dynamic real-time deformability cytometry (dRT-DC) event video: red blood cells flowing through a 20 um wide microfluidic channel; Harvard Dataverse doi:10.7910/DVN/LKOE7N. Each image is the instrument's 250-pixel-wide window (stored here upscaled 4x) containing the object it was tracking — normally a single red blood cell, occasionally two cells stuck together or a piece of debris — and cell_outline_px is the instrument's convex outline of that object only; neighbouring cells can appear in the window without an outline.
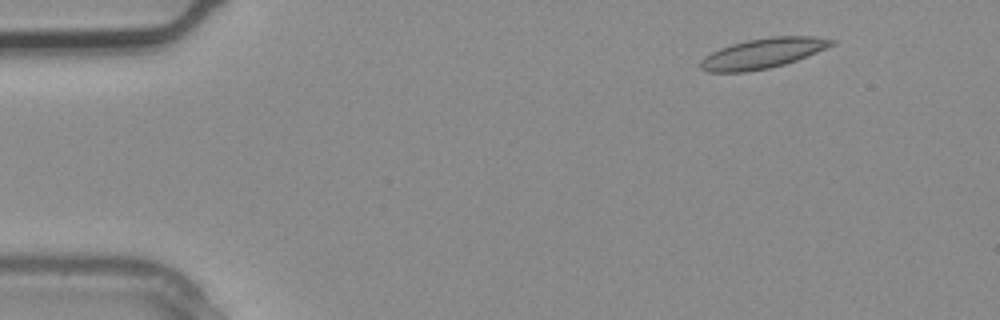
{"species": "common noctule bat (a hibernating species)", "species_latin": "Nyctalus noctula", "temperature_condition": "warm", "stored_images_in_passage": 4, "camera_frame_rate_fps": 3000, "um_per_image_px": 0.085, "animal": {"sex": "male", "body_mass_g": 20.4}, "frame": {"image": 1, "passage_image": 4, "time_ms": 1.0, "image_size_px": [1000, 320], "cell_outline_px": [[840, 40], [836, 44], [828, 48], [796, 60], [784, 64], [768, 68], [748, 72], [708, 72], [700, 68], [700, 60], [704, 56], [720, 48], [732, 44], [748, 40], [772, 36], [812, 36]], "centroid_in_image_um": [64.88, 4.52], "position_along_channel_um": 20.1, "area_um2": 23.12}}